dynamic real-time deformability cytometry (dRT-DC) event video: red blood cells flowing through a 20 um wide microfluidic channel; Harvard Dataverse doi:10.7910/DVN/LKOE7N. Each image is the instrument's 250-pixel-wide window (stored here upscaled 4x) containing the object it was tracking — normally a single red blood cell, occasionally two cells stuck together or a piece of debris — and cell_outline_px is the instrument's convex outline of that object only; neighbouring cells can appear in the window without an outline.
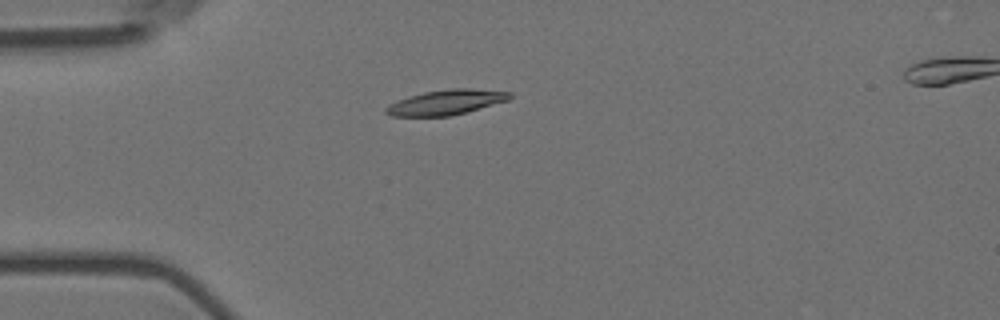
{"species": "Egyptian fruit bat (a non-hibernating species)", "species_latin": "Rousettus aegyptiacus", "temperature_condition": "room temperature", "stored_images_in_passage": 6, "camera_frame_rate_fps": 3000, "um_per_image_px": 0.085, "animal": {"sex": "female"}, "frame": {"image": 1, "passage_image": 5, "time_ms": 1.333, "image_size_px": [1000, 320], "cell_outline_px": [[512, 96], [508, 100], [468, 112], [448, 116], [392, 116], [384, 112], [384, 108], [408, 96], [424, 92], [452, 88], [468, 88], [512, 92]], "centroid_in_image_um": [37.95, 8.69], "position_along_channel_um": 47.1, "area_um2": 17.92}}